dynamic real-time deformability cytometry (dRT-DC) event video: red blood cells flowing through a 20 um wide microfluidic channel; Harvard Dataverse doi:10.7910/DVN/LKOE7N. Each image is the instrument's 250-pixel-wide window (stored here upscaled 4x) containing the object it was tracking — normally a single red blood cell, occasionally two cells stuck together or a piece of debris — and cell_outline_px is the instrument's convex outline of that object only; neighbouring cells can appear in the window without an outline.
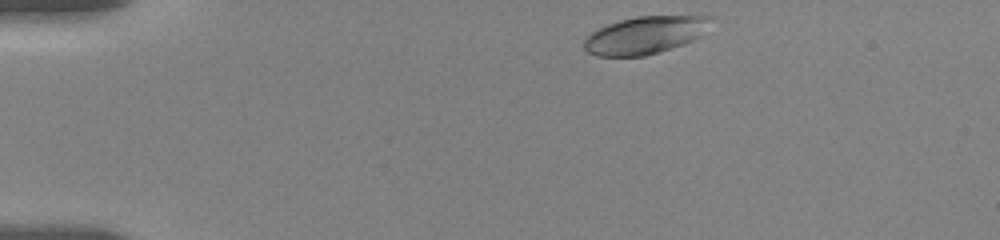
{"species": "human", "species_latin": "Homo sapiens", "temperature_condition": "room temperature", "stored_images_in_passage": 16, "camera_frame_rate_fps": 3000, "um_per_image_px": 0.085, "donor": {"sex": "female"}, "frame": {"image": 1, "passage_image": 1, "time_ms": 0.0, "image_size_px": [1000, 240], "cell_outline_px": [[712, 16], [700, 36], [684, 44], [660, 52], [644, 56], [596, 56], [588, 52], [584, 48], [584, 40], [592, 32], [608, 24], [620, 20], [636, 16]], "centroid_in_image_um": [54.79, 2.99], "position_along_channel_um": 30.2, "area_um2": 27.34}}
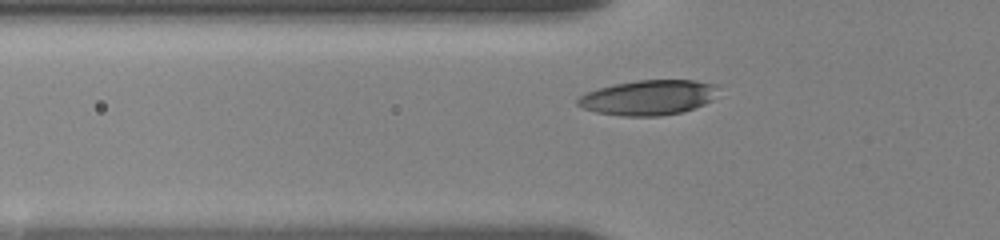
{"frame": {"image": 2, "passage_image": 11, "time_ms": 3.0, "image_size_px": [1000, 240], "cell_outline_px": [[716, 88], [712, 100], [704, 104], [684, 112], [660, 116], [624, 116], [596, 112], [584, 108], [576, 104], [576, 100], [584, 92], [616, 84], [636, 80], [696, 80], [716, 84]], "centroid_in_image_um": [55.1, 8.29], "position_along_channel_um": 70.7, "area_um2": 28.61}}
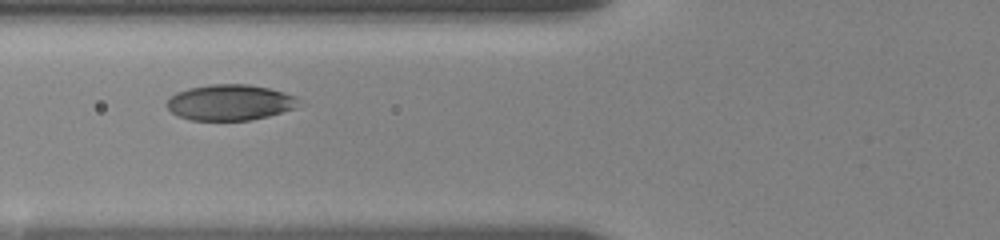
{"frame": {"image": 3, "passage_image": 15, "time_ms": 4.0, "image_size_px": [1000, 240], "cell_outline_px": [[304, 104], [296, 108], [268, 116], [248, 120], [192, 120], [176, 116], [168, 108], [168, 100], [176, 92], [188, 88], [212, 84], [248, 84], [268, 88], [284, 92], [296, 96]], "centroid_in_image_um": [19.6, 8.7], "position_along_channel_um": 106.2, "area_um2": 27.63}}